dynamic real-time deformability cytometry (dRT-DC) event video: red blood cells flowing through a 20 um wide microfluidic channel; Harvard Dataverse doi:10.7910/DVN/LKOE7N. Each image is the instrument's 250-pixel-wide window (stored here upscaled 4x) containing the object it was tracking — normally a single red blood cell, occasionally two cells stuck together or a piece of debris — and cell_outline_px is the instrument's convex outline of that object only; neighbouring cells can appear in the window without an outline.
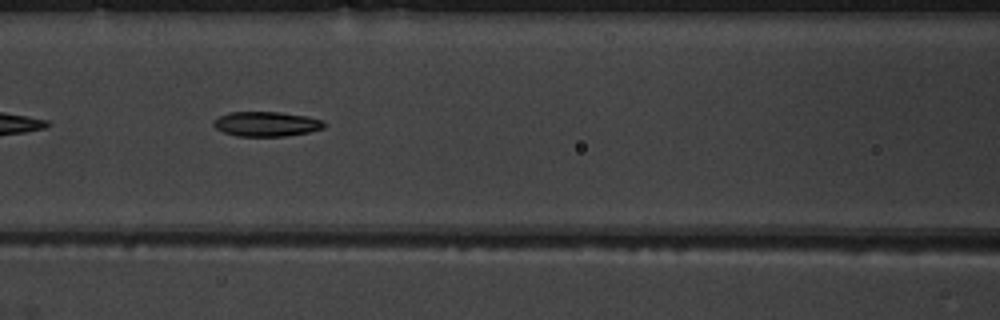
{"species": "common noctule bat (a hibernating species)", "species_latin": "Nyctalus noctula", "temperature_condition": "warm", "stored_images_in_passage": 37, "camera_frame_rate_fps": 3000, "um_per_image_px": 0.085, "animal": {"sex": "male", "body_mass_g": 19.5, "forearm_length_mm": 54.6}, "frame": {"image": 1, "passage_image": 9, "time_ms": 2.667, "image_size_px": [1000, 320], "cell_outline_px": [[328, 124], [324, 128], [308, 132], [284, 136], [236, 136], [224, 132], [216, 128], [212, 124], [212, 120], [228, 112], [280, 112], [308, 116], [324, 120]], "centroid_in_image_um": [22.66, 10.53], "position_along_channel_um": 143.9, "area_um2": 16.13}}
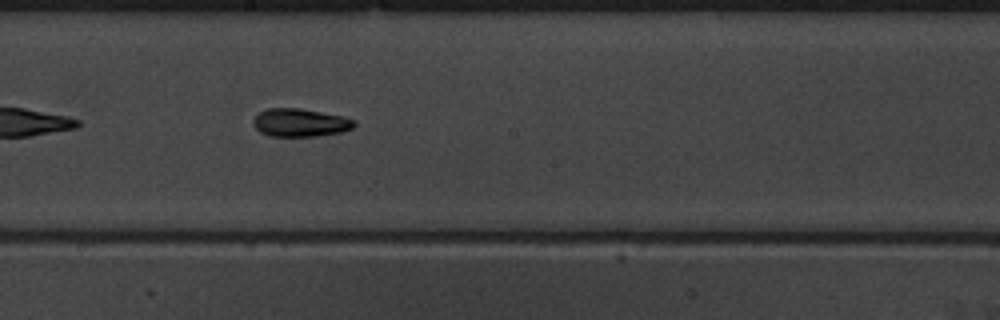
{"frame": {"image": 2, "passage_image": 15, "time_ms": 4.667, "image_size_px": [1000, 320], "cell_outline_px": [[356, 124], [352, 128], [340, 132], [316, 136], [268, 136], [260, 132], [252, 124], [252, 120], [260, 112], [268, 108], [300, 108], [344, 116], [356, 120]], "centroid_in_image_um": [25.51, 10.42], "position_along_channel_um": 222.7, "area_um2": 16.59}}
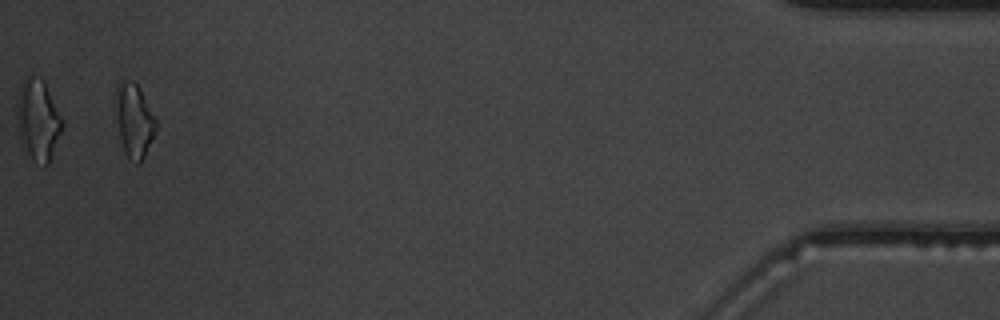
{"frame": {"image": 3, "passage_image": 36, "time_ms": 11.667, "image_size_px": [1000, 320], "cell_outline_px": [[156, 128], [144, 156], [140, 164], [136, 164], [124, 152], [120, 140], [120, 84], [124, 80], [132, 80], [140, 88], [156, 116]], "centroid_in_image_um": [11.51, 10.31], "position_along_channel_um": 423.7, "area_um2": 15.95}, "authors_computed_cell_mechanics": {"area_um2": 16.1262, "velocity_mm_per_s": 3.9467, "shape_relaxation_time_tau1_ms": 5.0084, "shape_relaxation_time_tau2_ms": 3.243, "deformation_change_tau1": 0.2194, "deformation_change_tau2": 0.1122}}